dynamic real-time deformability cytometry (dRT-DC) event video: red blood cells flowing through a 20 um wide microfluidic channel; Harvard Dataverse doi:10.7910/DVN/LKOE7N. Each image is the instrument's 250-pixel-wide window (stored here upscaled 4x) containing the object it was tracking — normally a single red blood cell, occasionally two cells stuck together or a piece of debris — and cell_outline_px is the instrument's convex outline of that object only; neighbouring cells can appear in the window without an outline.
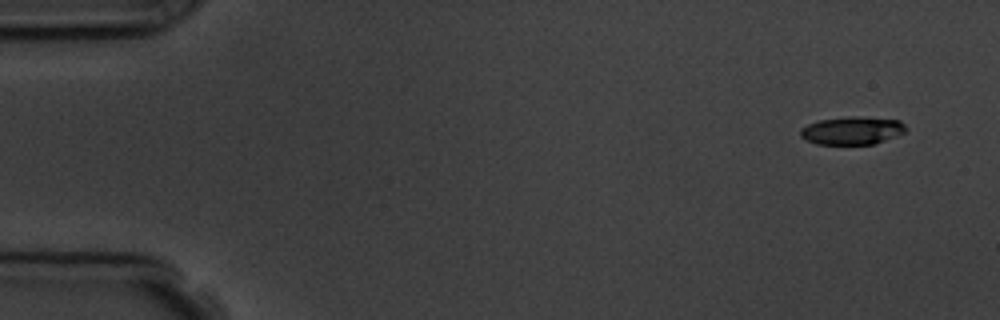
{"species": "common noctule bat (a hibernating species)", "species_latin": "Nyctalus noctula", "temperature_condition": "room temperature", "stored_images_in_passage": 4, "camera_frame_rate_fps": 3000, "um_per_image_px": 0.085, "animal": {"sex": "male", "body_mass_g": 19.5, "forearm_length_mm": 54.6}, "frame": {"image": 1, "passage_image": 1, "time_ms": 0.0, "image_size_px": [1000, 320], "cell_outline_px": [[904, 132], [896, 136], [872, 144], [816, 144], [804, 140], [800, 136], [800, 128], [808, 124], [820, 120], [852, 116], [856, 116], [900, 120], [904, 124]], "centroid_in_image_um": [72.38, 11.1], "position_along_channel_um": 12.6, "area_um2": 17.05}}
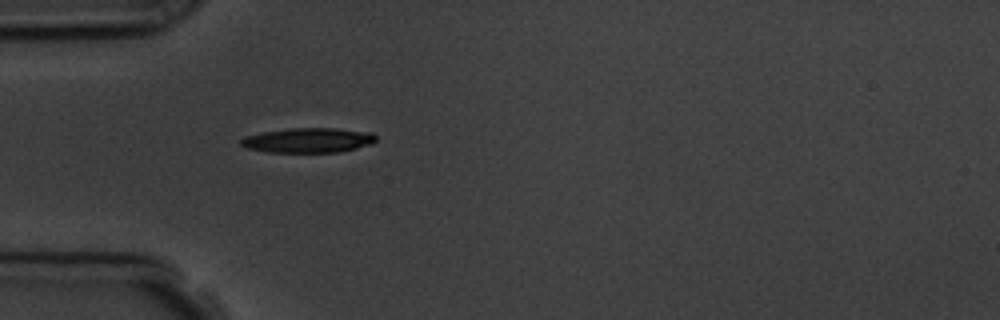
{"frame": {"image": 2, "passage_image": 4, "time_ms": 4.333, "image_size_px": [1000, 320], "cell_outline_px": [[376, 140], [372, 144], [340, 152], [268, 152], [248, 148], [240, 144], [240, 140], [244, 136], [264, 132], [288, 128], [336, 128], [372, 132], [376, 136]], "centroid_in_image_um": [26.22, 11.92], "position_along_channel_um": 58.8, "area_um2": 19.54}}